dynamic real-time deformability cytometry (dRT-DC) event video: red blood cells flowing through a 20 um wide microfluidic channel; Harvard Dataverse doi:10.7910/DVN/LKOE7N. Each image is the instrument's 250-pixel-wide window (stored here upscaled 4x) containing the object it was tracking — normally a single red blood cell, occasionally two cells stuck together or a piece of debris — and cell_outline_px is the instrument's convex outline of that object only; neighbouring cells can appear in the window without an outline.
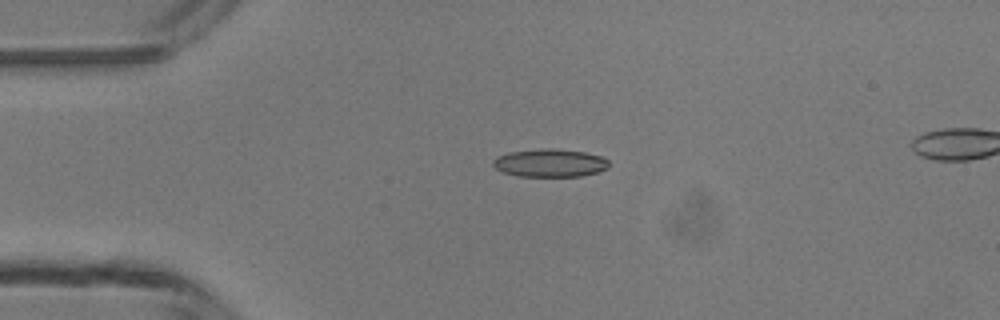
{"species": "common noctule bat (a hibernating species)", "species_latin": "Nyctalus noctula", "temperature_condition": "room temperature", "stored_images_in_passage": 5, "segment_of_instrument_passage": [1, 2], "camera_frame_rate_fps": 3000, "um_per_image_px": 0.085, "animal": {"sex": "male", "body_mass_g": 13.3}, "frame": {"image": 1, "passage_image": 3, "time_ms": 2.333, "image_size_px": [1000, 320], "cell_outline_px": [[608, 168], [596, 172], [580, 176], [516, 176], [504, 172], [496, 168], [492, 164], [492, 160], [496, 156], [508, 152], [584, 152], [600, 156], [608, 160]], "centroid_in_image_um": [46.72, 13.92], "position_along_channel_um": 38.3, "area_um2": 17.63}}